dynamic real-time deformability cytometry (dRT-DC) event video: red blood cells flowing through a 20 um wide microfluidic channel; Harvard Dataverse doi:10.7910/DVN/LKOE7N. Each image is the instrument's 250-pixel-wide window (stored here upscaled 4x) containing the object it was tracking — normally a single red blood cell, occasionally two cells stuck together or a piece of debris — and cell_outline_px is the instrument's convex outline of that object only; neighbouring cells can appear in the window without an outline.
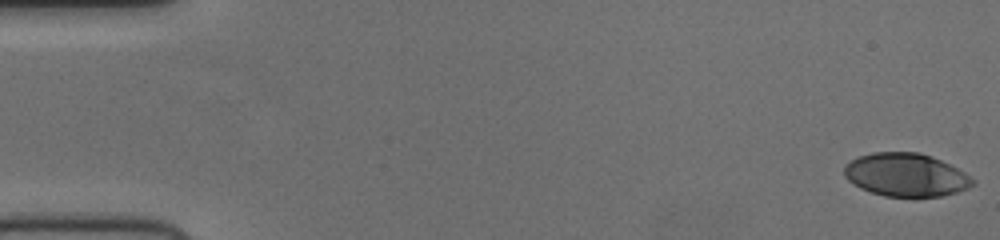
{"species": "human", "species_latin": "Homo sapiens", "temperature_condition": "cold", "stored_images_in_passage": 52, "camera_frame_rate_fps": 3000, "um_per_image_px": 0.085, "donor": {"sex": "female"}, "frame": {"image": 1, "passage_image": 1, "time_ms": 0.0, "image_size_px": [1000, 240], "cell_outline_px": [[976, 184], [968, 188], [956, 192], [940, 196], [916, 200], [884, 196], [860, 188], [848, 180], [844, 176], [844, 164], [860, 156], [872, 152], [920, 152], [932, 156], [964, 172], [976, 180]], "centroid_in_image_um": [77.02, 14.9], "position_along_channel_um": 8.0, "area_um2": 33.06}}
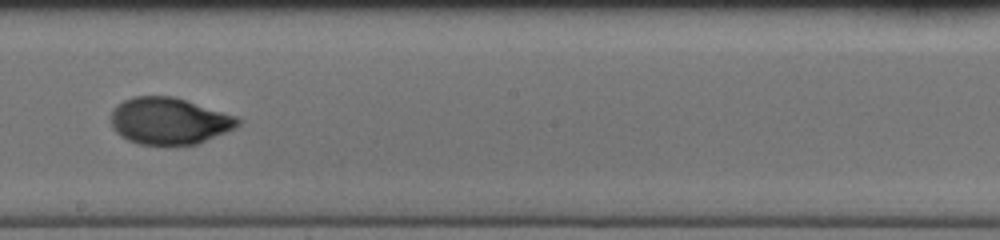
{"frame": {"image": 2, "passage_image": 30, "time_ms": 9.667, "image_size_px": [1000, 240], "cell_outline_px": [[244, 120], [236, 128], [196, 144], [140, 144], [128, 140], [120, 136], [116, 132], [112, 124], [112, 108], [124, 100], [132, 96], [172, 96], [236, 116]], "centroid_in_image_um": [14.38, 10.27], "position_along_channel_um": 233.8, "area_um2": 34.33}}
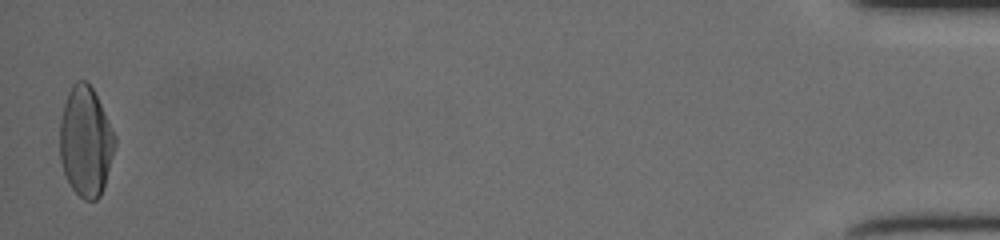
{"frame": {"image": 3, "passage_image": 52, "time_ms": 17.0, "image_size_px": [1000, 240], "cell_outline_px": [[116, 144], [104, 184], [100, 196], [96, 200], [84, 200], [72, 188], [64, 172], [60, 160], [60, 120], [64, 104], [68, 92], [72, 84], [76, 80], [84, 80], [92, 88], [116, 136]], "centroid_in_image_um": [7.27, 12.02], "position_along_channel_um": 427.9, "area_um2": 34.91}}